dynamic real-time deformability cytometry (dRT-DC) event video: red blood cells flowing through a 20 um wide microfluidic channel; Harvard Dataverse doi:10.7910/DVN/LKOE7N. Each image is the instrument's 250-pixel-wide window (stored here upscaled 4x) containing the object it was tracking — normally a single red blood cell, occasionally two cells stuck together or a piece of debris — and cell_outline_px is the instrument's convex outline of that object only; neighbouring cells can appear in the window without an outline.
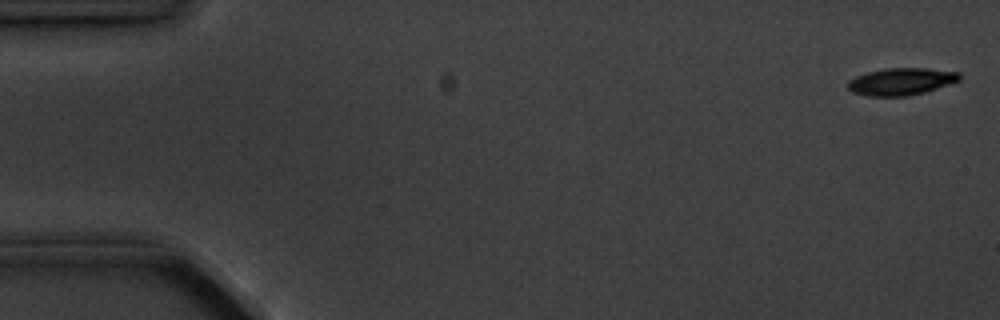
{"species": "common noctule bat (a hibernating species)", "species_latin": "Nyctalus noctula", "temperature_condition": "cold", "stored_images_in_passage": 6, "camera_frame_rate_fps": 3000, "um_per_image_px": 0.085, "animal": {"sex": "male", "body_mass_g": 20.1, "forearm_length_mm": 53.5}, "frame": {"image": 1, "passage_image": 1, "time_ms": 0.0, "image_size_px": [1000, 320], "cell_outline_px": [[960, 80], [924, 92], [908, 96], [868, 96], [852, 92], [848, 88], [848, 80], [856, 76], [868, 72], [884, 68], [928, 68], [960, 72]], "centroid_in_image_um": [76.59, 6.92], "position_along_channel_um": 8.4, "area_um2": 17.63}}
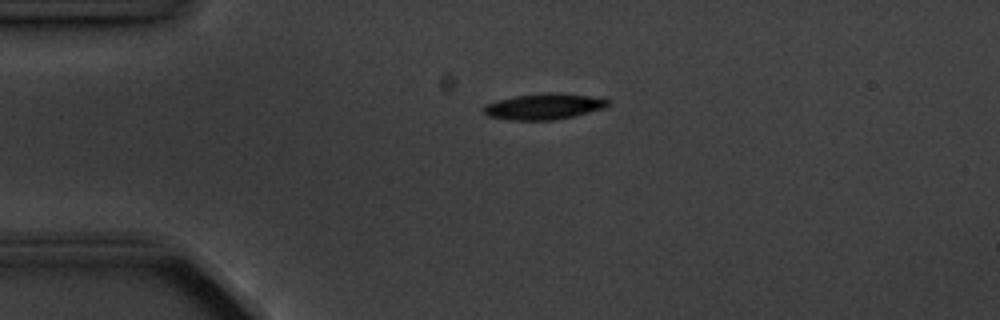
{"frame": {"image": 2, "passage_image": 4, "time_ms": 3.667, "image_size_px": [1000, 320], "cell_outline_px": [[612, 104], [604, 108], [576, 116], [552, 120], [512, 120], [488, 116], [480, 108], [484, 104], [496, 100], [516, 96], [544, 92], [556, 92], [588, 96], [608, 100]], "centroid_in_image_um": [46.2, 9.05], "position_along_channel_um": 38.8, "area_um2": 18.96}}